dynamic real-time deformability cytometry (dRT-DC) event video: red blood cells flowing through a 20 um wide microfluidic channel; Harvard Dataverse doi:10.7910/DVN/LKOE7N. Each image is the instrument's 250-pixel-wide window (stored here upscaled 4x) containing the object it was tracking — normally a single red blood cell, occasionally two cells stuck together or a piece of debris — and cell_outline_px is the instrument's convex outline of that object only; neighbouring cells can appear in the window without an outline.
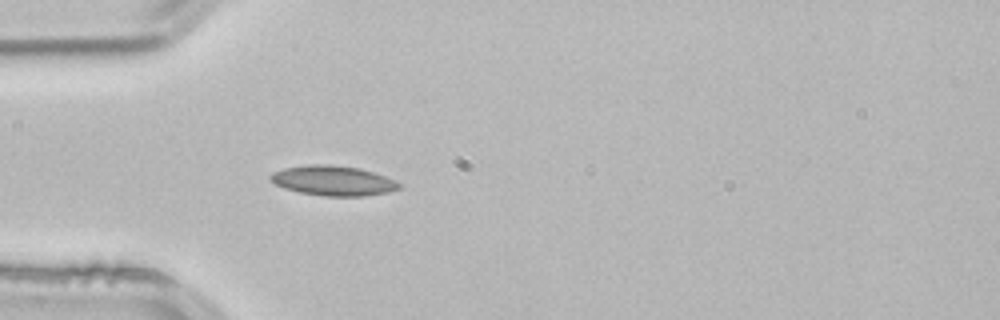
{"species": "common noctule bat (a hibernating species)", "species_latin": "Nyctalus noctula", "temperature_condition": "room temperature", "stored_images_in_passage": 4, "camera_frame_rate_fps": 3000, "um_per_image_px": 0.085, "animal": {"sex": "male", "body_mass_g": 21.5, "forearm_length_mm": 52.0}, "frame": {"image": 1, "passage_image": 4, "time_ms": 1.0, "image_size_px": [1000, 320], "cell_outline_px": [[400, 188], [388, 192], [364, 196], [324, 196], [300, 192], [284, 188], [276, 184], [268, 176], [272, 172], [284, 168], [308, 164], [332, 164], [360, 168], [396, 180], [400, 184]], "centroid_in_image_um": [28.31, 15.35], "position_along_channel_um": 56.7, "area_um2": 22.43}}